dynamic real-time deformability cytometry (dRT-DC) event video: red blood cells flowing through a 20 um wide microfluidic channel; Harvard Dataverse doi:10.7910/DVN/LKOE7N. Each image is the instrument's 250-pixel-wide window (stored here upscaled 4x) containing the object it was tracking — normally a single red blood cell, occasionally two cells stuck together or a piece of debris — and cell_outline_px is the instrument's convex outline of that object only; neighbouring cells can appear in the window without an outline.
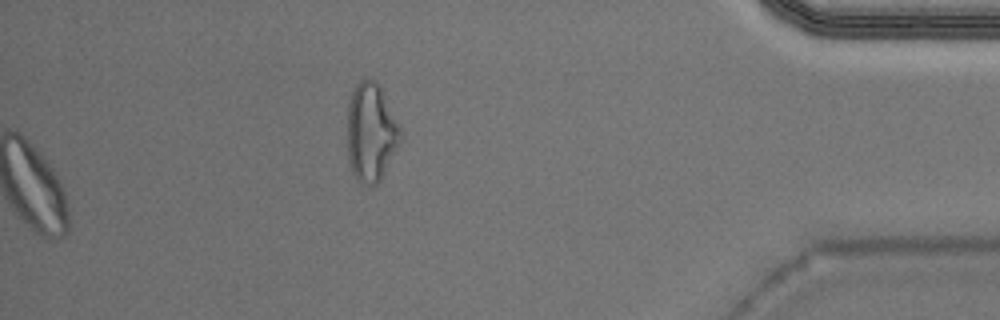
{"species": "Egyptian fruit bat (a non-hibernating species)", "species_latin": "Rousettus aegyptiacus", "temperature_condition": "warm", "stored_images_in_passage": 51, "camera_frame_rate_fps": 3000, "um_per_image_px": 0.085, "animal": {"sex": "male"}, "frame": {"image": 1, "passage_image": 51, "time_ms": 16.667, "image_size_px": [1000, 320], "cell_outline_px": [[404, 132], [400, 144], [380, 180], [376, 184], [360, 184], [356, 180], [352, 172], [348, 160], [348, 104], [352, 92], [356, 84], [364, 76], [368, 76], [376, 80], [380, 84]], "centroid_in_image_um": [31.57, 11.2], "position_along_channel_um": 403.6, "area_um2": 31.27}, "authors_computed_cell_mechanics": {"area_um2": 21.5594, "velocity_mm_per_s": 3.9783, "shape_relaxation_time_tau1_ms": 4.7953, "shape_relaxation_time_tau2_ms": 2.7363, "deformation_change_tau1": 0.1827, "deformation_change_tau2": 0.1096}}